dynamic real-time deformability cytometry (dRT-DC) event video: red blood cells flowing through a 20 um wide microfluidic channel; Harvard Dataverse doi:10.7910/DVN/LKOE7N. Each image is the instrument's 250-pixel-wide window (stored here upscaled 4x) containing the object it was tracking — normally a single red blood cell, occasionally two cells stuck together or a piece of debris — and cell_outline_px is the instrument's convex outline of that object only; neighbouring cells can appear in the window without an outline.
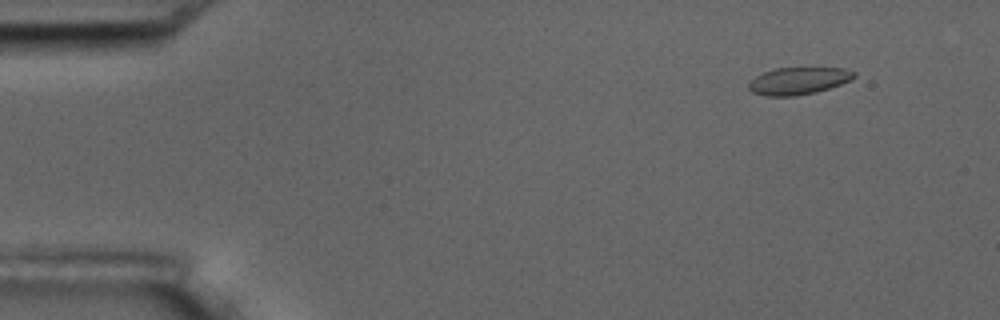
{"species": "common noctule bat (a hibernating species)", "species_latin": "Nyctalus noctula", "temperature_condition": "room temperature", "stored_images_in_passage": 6, "camera_frame_rate_fps": 3000, "um_per_image_px": 0.085, "animal": {"sex": "male", "body_mass_g": 17.5, "forearm_length_mm": 52.3}, "frame": {"image": 1, "passage_image": 1, "time_ms": 0.0, "image_size_px": [1000, 320], "cell_outline_px": [[856, 76], [852, 80], [816, 92], [796, 96], [764, 96], [752, 92], [748, 88], [748, 80], [764, 72], [776, 68], [844, 68], [856, 72]], "centroid_in_image_um": [67.85, 6.87], "position_along_channel_um": 17.2, "area_um2": 16.82}}
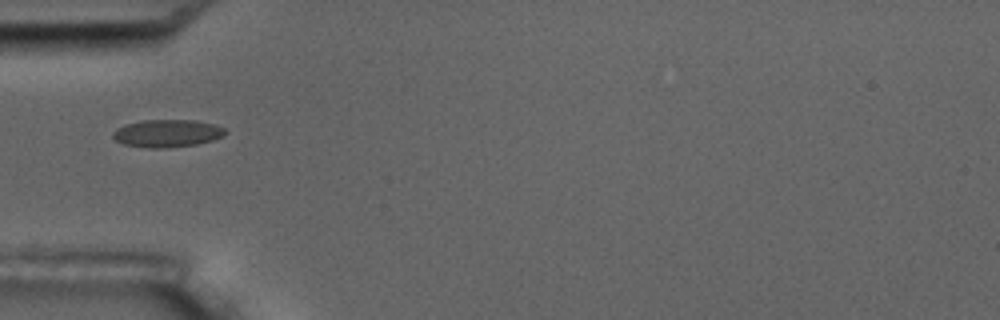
{"frame": {"image": 2, "passage_image": 4, "time_ms": 4.333, "image_size_px": [1000, 320], "cell_outline_px": [[224, 136], [212, 140], [196, 144], [164, 148], [148, 148], [124, 144], [116, 140], [112, 136], [112, 132], [116, 128], [124, 124], [140, 120], [196, 120], [216, 124], [224, 128]], "centroid_in_image_um": [14.18, 11.32], "position_along_channel_um": 70.8, "area_um2": 18.15}}